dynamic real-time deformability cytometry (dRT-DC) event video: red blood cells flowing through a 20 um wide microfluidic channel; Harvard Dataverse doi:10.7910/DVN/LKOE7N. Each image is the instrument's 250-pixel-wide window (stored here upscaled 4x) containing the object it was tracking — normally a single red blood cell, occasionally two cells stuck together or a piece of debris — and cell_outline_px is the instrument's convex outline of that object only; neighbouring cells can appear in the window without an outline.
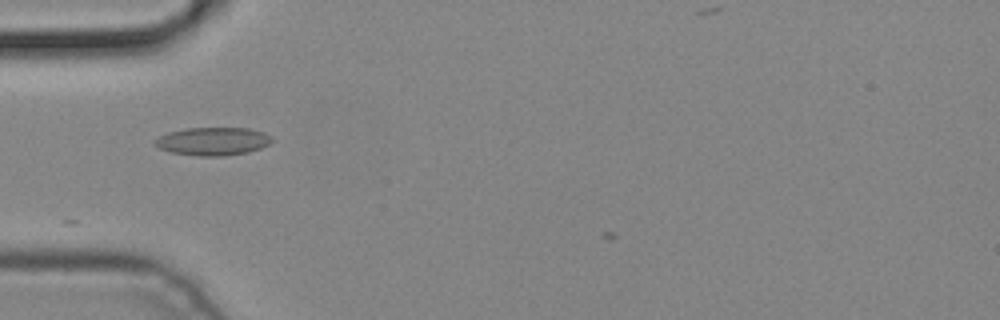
{"species": "common noctule bat (a hibernating species)", "species_latin": "Nyctalus noctula", "temperature_condition": "cold", "stored_images_in_passage": 3, "camera_frame_rate_fps": 3000, "um_per_image_px": 0.085, "animal": {"sex": "male", "body_mass_g": 19.2, "forearm_length_mm": 51.8}, "frame": {"image": 1, "passage_image": 1, "time_ms": 0.0, "image_size_px": [1000, 320], "cell_outline_px": [[272, 140], [268, 144], [260, 148], [248, 152], [224, 156], [200, 156], [172, 152], [160, 148], [152, 140], [168, 132], [184, 128], [248, 128], [264, 132], [272, 136]], "centroid_in_image_um": [18.1, 12.0], "position_along_channel_um": 66.9, "area_um2": 19.07}}